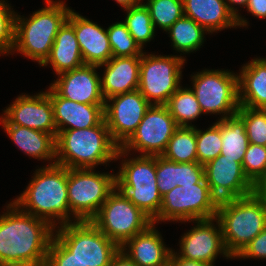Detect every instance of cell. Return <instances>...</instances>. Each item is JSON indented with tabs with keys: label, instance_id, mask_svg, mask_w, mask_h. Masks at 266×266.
I'll list each match as a JSON object with an SVG mask.
<instances>
[{
	"label": "cell",
	"instance_id": "6",
	"mask_svg": "<svg viewBox=\"0 0 266 266\" xmlns=\"http://www.w3.org/2000/svg\"><path fill=\"white\" fill-rule=\"evenodd\" d=\"M115 182L116 189L152 220L159 214L162 196L157 186L156 156L139 155L124 160Z\"/></svg>",
	"mask_w": 266,
	"mask_h": 266
},
{
	"label": "cell",
	"instance_id": "18",
	"mask_svg": "<svg viewBox=\"0 0 266 266\" xmlns=\"http://www.w3.org/2000/svg\"><path fill=\"white\" fill-rule=\"evenodd\" d=\"M99 66L83 65L60 73L51 87L68 100L84 104H105L101 91V78L96 72Z\"/></svg>",
	"mask_w": 266,
	"mask_h": 266
},
{
	"label": "cell",
	"instance_id": "9",
	"mask_svg": "<svg viewBox=\"0 0 266 266\" xmlns=\"http://www.w3.org/2000/svg\"><path fill=\"white\" fill-rule=\"evenodd\" d=\"M54 237L73 257L88 266H110L120 247L91 221H74L58 227Z\"/></svg>",
	"mask_w": 266,
	"mask_h": 266
},
{
	"label": "cell",
	"instance_id": "32",
	"mask_svg": "<svg viewBox=\"0 0 266 266\" xmlns=\"http://www.w3.org/2000/svg\"><path fill=\"white\" fill-rule=\"evenodd\" d=\"M154 28L159 26L168 30L178 19L184 16L183 0H147Z\"/></svg>",
	"mask_w": 266,
	"mask_h": 266
},
{
	"label": "cell",
	"instance_id": "20",
	"mask_svg": "<svg viewBox=\"0 0 266 266\" xmlns=\"http://www.w3.org/2000/svg\"><path fill=\"white\" fill-rule=\"evenodd\" d=\"M46 91L51 97L57 133L63 130L97 126L104 120V104L77 103L61 97L51 86ZM68 127L65 128V126Z\"/></svg>",
	"mask_w": 266,
	"mask_h": 266
},
{
	"label": "cell",
	"instance_id": "16",
	"mask_svg": "<svg viewBox=\"0 0 266 266\" xmlns=\"http://www.w3.org/2000/svg\"><path fill=\"white\" fill-rule=\"evenodd\" d=\"M4 113L0 118L2 124L25 126L57 137L52 101L47 92L18 96Z\"/></svg>",
	"mask_w": 266,
	"mask_h": 266
},
{
	"label": "cell",
	"instance_id": "28",
	"mask_svg": "<svg viewBox=\"0 0 266 266\" xmlns=\"http://www.w3.org/2000/svg\"><path fill=\"white\" fill-rule=\"evenodd\" d=\"M161 156L177 163L198 162L195 126H179Z\"/></svg>",
	"mask_w": 266,
	"mask_h": 266
},
{
	"label": "cell",
	"instance_id": "30",
	"mask_svg": "<svg viewBox=\"0 0 266 266\" xmlns=\"http://www.w3.org/2000/svg\"><path fill=\"white\" fill-rule=\"evenodd\" d=\"M166 106L178 126H193L189 125L188 121L203 114L193 89H184L181 86L170 97Z\"/></svg>",
	"mask_w": 266,
	"mask_h": 266
},
{
	"label": "cell",
	"instance_id": "45",
	"mask_svg": "<svg viewBox=\"0 0 266 266\" xmlns=\"http://www.w3.org/2000/svg\"><path fill=\"white\" fill-rule=\"evenodd\" d=\"M110 266H137L121 249L113 256Z\"/></svg>",
	"mask_w": 266,
	"mask_h": 266
},
{
	"label": "cell",
	"instance_id": "38",
	"mask_svg": "<svg viewBox=\"0 0 266 266\" xmlns=\"http://www.w3.org/2000/svg\"><path fill=\"white\" fill-rule=\"evenodd\" d=\"M157 186L161 196L177 186V162L156 156Z\"/></svg>",
	"mask_w": 266,
	"mask_h": 266
},
{
	"label": "cell",
	"instance_id": "2",
	"mask_svg": "<svg viewBox=\"0 0 266 266\" xmlns=\"http://www.w3.org/2000/svg\"><path fill=\"white\" fill-rule=\"evenodd\" d=\"M37 170L26 190L13 203L18 208L28 210L21 208L23 212L43 219L53 227H56L54 218L61 220V226L70 223L67 168L56 164L54 160Z\"/></svg>",
	"mask_w": 266,
	"mask_h": 266
},
{
	"label": "cell",
	"instance_id": "29",
	"mask_svg": "<svg viewBox=\"0 0 266 266\" xmlns=\"http://www.w3.org/2000/svg\"><path fill=\"white\" fill-rule=\"evenodd\" d=\"M170 33L173 48L179 52H193L204 42V27L192 18L183 16L178 19L166 32Z\"/></svg>",
	"mask_w": 266,
	"mask_h": 266
},
{
	"label": "cell",
	"instance_id": "14",
	"mask_svg": "<svg viewBox=\"0 0 266 266\" xmlns=\"http://www.w3.org/2000/svg\"><path fill=\"white\" fill-rule=\"evenodd\" d=\"M111 101L112 104L107 103ZM151 105L139 90L118 94L105 100L104 120L112 140L119 147L136 131Z\"/></svg>",
	"mask_w": 266,
	"mask_h": 266
},
{
	"label": "cell",
	"instance_id": "25",
	"mask_svg": "<svg viewBox=\"0 0 266 266\" xmlns=\"http://www.w3.org/2000/svg\"><path fill=\"white\" fill-rule=\"evenodd\" d=\"M48 63L57 75L85 65L74 28L67 21L59 29L50 54L41 66Z\"/></svg>",
	"mask_w": 266,
	"mask_h": 266
},
{
	"label": "cell",
	"instance_id": "13",
	"mask_svg": "<svg viewBox=\"0 0 266 266\" xmlns=\"http://www.w3.org/2000/svg\"><path fill=\"white\" fill-rule=\"evenodd\" d=\"M178 127L166 105H151L136 131L119 147L116 159L132 149L141 155L161 156Z\"/></svg>",
	"mask_w": 266,
	"mask_h": 266
},
{
	"label": "cell",
	"instance_id": "31",
	"mask_svg": "<svg viewBox=\"0 0 266 266\" xmlns=\"http://www.w3.org/2000/svg\"><path fill=\"white\" fill-rule=\"evenodd\" d=\"M125 9L127 11L124 23L135 42L143 49V44L154 38L155 28L151 20L149 9L145 3Z\"/></svg>",
	"mask_w": 266,
	"mask_h": 266
},
{
	"label": "cell",
	"instance_id": "42",
	"mask_svg": "<svg viewBox=\"0 0 266 266\" xmlns=\"http://www.w3.org/2000/svg\"><path fill=\"white\" fill-rule=\"evenodd\" d=\"M247 10L259 18H266V0H248Z\"/></svg>",
	"mask_w": 266,
	"mask_h": 266
},
{
	"label": "cell",
	"instance_id": "15",
	"mask_svg": "<svg viewBox=\"0 0 266 266\" xmlns=\"http://www.w3.org/2000/svg\"><path fill=\"white\" fill-rule=\"evenodd\" d=\"M204 176L218 202L243 198L257 191L245 176L242 165L221 154L204 165Z\"/></svg>",
	"mask_w": 266,
	"mask_h": 266
},
{
	"label": "cell",
	"instance_id": "46",
	"mask_svg": "<svg viewBox=\"0 0 266 266\" xmlns=\"http://www.w3.org/2000/svg\"><path fill=\"white\" fill-rule=\"evenodd\" d=\"M116 1L117 3L121 4V6L124 9H127L137 5L138 3H140L141 0H116Z\"/></svg>",
	"mask_w": 266,
	"mask_h": 266
},
{
	"label": "cell",
	"instance_id": "35",
	"mask_svg": "<svg viewBox=\"0 0 266 266\" xmlns=\"http://www.w3.org/2000/svg\"><path fill=\"white\" fill-rule=\"evenodd\" d=\"M113 57L141 56L142 49L135 42L124 22H117L107 28Z\"/></svg>",
	"mask_w": 266,
	"mask_h": 266
},
{
	"label": "cell",
	"instance_id": "21",
	"mask_svg": "<svg viewBox=\"0 0 266 266\" xmlns=\"http://www.w3.org/2000/svg\"><path fill=\"white\" fill-rule=\"evenodd\" d=\"M141 56L112 57L101 79L104 99L138 90Z\"/></svg>",
	"mask_w": 266,
	"mask_h": 266
},
{
	"label": "cell",
	"instance_id": "10",
	"mask_svg": "<svg viewBox=\"0 0 266 266\" xmlns=\"http://www.w3.org/2000/svg\"><path fill=\"white\" fill-rule=\"evenodd\" d=\"M218 200L212 195L205 178L192 186H176L162 196L156 221H196L216 217Z\"/></svg>",
	"mask_w": 266,
	"mask_h": 266
},
{
	"label": "cell",
	"instance_id": "36",
	"mask_svg": "<svg viewBox=\"0 0 266 266\" xmlns=\"http://www.w3.org/2000/svg\"><path fill=\"white\" fill-rule=\"evenodd\" d=\"M237 114L245 123L248 142L266 146V109L240 106Z\"/></svg>",
	"mask_w": 266,
	"mask_h": 266
},
{
	"label": "cell",
	"instance_id": "3",
	"mask_svg": "<svg viewBox=\"0 0 266 266\" xmlns=\"http://www.w3.org/2000/svg\"><path fill=\"white\" fill-rule=\"evenodd\" d=\"M218 219L226 250L235 258L266 228V199L255 193L218 203Z\"/></svg>",
	"mask_w": 266,
	"mask_h": 266
},
{
	"label": "cell",
	"instance_id": "34",
	"mask_svg": "<svg viewBox=\"0 0 266 266\" xmlns=\"http://www.w3.org/2000/svg\"><path fill=\"white\" fill-rule=\"evenodd\" d=\"M242 168L245 176L257 189L266 182V146L249 143Z\"/></svg>",
	"mask_w": 266,
	"mask_h": 266
},
{
	"label": "cell",
	"instance_id": "12",
	"mask_svg": "<svg viewBox=\"0 0 266 266\" xmlns=\"http://www.w3.org/2000/svg\"><path fill=\"white\" fill-rule=\"evenodd\" d=\"M192 78L193 92L203 113H224L221 119L237 113L240 107L238 75L225 70H203Z\"/></svg>",
	"mask_w": 266,
	"mask_h": 266
},
{
	"label": "cell",
	"instance_id": "33",
	"mask_svg": "<svg viewBox=\"0 0 266 266\" xmlns=\"http://www.w3.org/2000/svg\"><path fill=\"white\" fill-rule=\"evenodd\" d=\"M198 163L205 165L218 157L222 149L221 119L206 131L196 129Z\"/></svg>",
	"mask_w": 266,
	"mask_h": 266
},
{
	"label": "cell",
	"instance_id": "7",
	"mask_svg": "<svg viewBox=\"0 0 266 266\" xmlns=\"http://www.w3.org/2000/svg\"><path fill=\"white\" fill-rule=\"evenodd\" d=\"M115 188L114 174L67 168L68 203L75 221H91Z\"/></svg>",
	"mask_w": 266,
	"mask_h": 266
},
{
	"label": "cell",
	"instance_id": "37",
	"mask_svg": "<svg viewBox=\"0 0 266 266\" xmlns=\"http://www.w3.org/2000/svg\"><path fill=\"white\" fill-rule=\"evenodd\" d=\"M5 1L0 0V53H10L14 46L15 16Z\"/></svg>",
	"mask_w": 266,
	"mask_h": 266
},
{
	"label": "cell",
	"instance_id": "41",
	"mask_svg": "<svg viewBox=\"0 0 266 266\" xmlns=\"http://www.w3.org/2000/svg\"><path fill=\"white\" fill-rule=\"evenodd\" d=\"M239 258H266V228L236 256Z\"/></svg>",
	"mask_w": 266,
	"mask_h": 266
},
{
	"label": "cell",
	"instance_id": "47",
	"mask_svg": "<svg viewBox=\"0 0 266 266\" xmlns=\"http://www.w3.org/2000/svg\"><path fill=\"white\" fill-rule=\"evenodd\" d=\"M257 190L266 199V182H264Z\"/></svg>",
	"mask_w": 266,
	"mask_h": 266
},
{
	"label": "cell",
	"instance_id": "24",
	"mask_svg": "<svg viewBox=\"0 0 266 266\" xmlns=\"http://www.w3.org/2000/svg\"><path fill=\"white\" fill-rule=\"evenodd\" d=\"M240 106L266 109V59L256 58L238 75Z\"/></svg>",
	"mask_w": 266,
	"mask_h": 266
},
{
	"label": "cell",
	"instance_id": "23",
	"mask_svg": "<svg viewBox=\"0 0 266 266\" xmlns=\"http://www.w3.org/2000/svg\"><path fill=\"white\" fill-rule=\"evenodd\" d=\"M225 0H183L184 16L212 33L237 26L236 17L228 10Z\"/></svg>",
	"mask_w": 266,
	"mask_h": 266
},
{
	"label": "cell",
	"instance_id": "22",
	"mask_svg": "<svg viewBox=\"0 0 266 266\" xmlns=\"http://www.w3.org/2000/svg\"><path fill=\"white\" fill-rule=\"evenodd\" d=\"M151 224L145 231L127 240L120 249L137 266H169L172 250L165 247L158 231ZM130 253V254H129Z\"/></svg>",
	"mask_w": 266,
	"mask_h": 266
},
{
	"label": "cell",
	"instance_id": "11",
	"mask_svg": "<svg viewBox=\"0 0 266 266\" xmlns=\"http://www.w3.org/2000/svg\"><path fill=\"white\" fill-rule=\"evenodd\" d=\"M182 56L141 55L138 90L152 105H166L180 87ZM152 99V100H151ZM154 101V102H152Z\"/></svg>",
	"mask_w": 266,
	"mask_h": 266
},
{
	"label": "cell",
	"instance_id": "5",
	"mask_svg": "<svg viewBox=\"0 0 266 266\" xmlns=\"http://www.w3.org/2000/svg\"><path fill=\"white\" fill-rule=\"evenodd\" d=\"M46 4L47 7L36 11L27 20L20 15L15 16L12 50L39 62L40 65L49 56L55 37L71 11L64 2L46 0Z\"/></svg>",
	"mask_w": 266,
	"mask_h": 266
},
{
	"label": "cell",
	"instance_id": "8",
	"mask_svg": "<svg viewBox=\"0 0 266 266\" xmlns=\"http://www.w3.org/2000/svg\"><path fill=\"white\" fill-rule=\"evenodd\" d=\"M116 188L109 194L91 222L121 247L127 240L145 231L152 219Z\"/></svg>",
	"mask_w": 266,
	"mask_h": 266
},
{
	"label": "cell",
	"instance_id": "1",
	"mask_svg": "<svg viewBox=\"0 0 266 266\" xmlns=\"http://www.w3.org/2000/svg\"><path fill=\"white\" fill-rule=\"evenodd\" d=\"M7 209L0 216V266H45L54 227L13 202Z\"/></svg>",
	"mask_w": 266,
	"mask_h": 266
},
{
	"label": "cell",
	"instance_id": "44",
	"mask_svg": "<svg viewBox=\"0 0 266 266\" xmlns=\"http://www.w3.org/2000/svg\"><path fill=\"white\" fill-rule=\"evenodd\" d=\"M230 3H226L228 10L236 17L237 26H246L247 21L238 14V10L233 7L234 4L242 5V7H246L248 4V0H228ZM233 4V5H231Z\"/></svg>",
	"mask_w": 266,
	"mask_h": 266
},
{
	"label": "cell",
	"instance_id": "39",
	"mask_svg": "<svg viewBox=\"0 0 266 266\" xmlns=\"http://www.w3.org/2000/svg\"><path fill=\"white\" fill-rule=\"evenodd\" d=\"M45 266H88L83 261L73 257L54 236L50 242Z\"/></svg>",
	"mask_w": 266,
	"mask_h": 266
},
{
	"label": "cell",
	"instance_id": "4",
	"mask_svg": "<svg viewBox=\"0 0 266 266\" xmlns=\"http://www.w3.org/2000/svg\"><path fill=\"white\" fill-rule=\"evenodd\" d=\"M118 149L103 120L91 128L59 131L55 162L68 169L93 168L116 159Z\"/></svg>",
	"mask_w": 266,
	"mask_h": 266
},
{
	"label": "cell",
	"instance_id": "17",
	"mask_svg": "<svg viewBox=\"0 0 266 266\" xmlns=\"http://www.w3.org/2000/svg\"><path fill=\"white\" fill-rule=\"evenodd\" d=\"M218 223V227L214 226L213 221ZM196 227L184 234L180 243L181 258L188 260L204 262L213 265L217 254H223L230 258V254L226 250L220 223L216 217L210 219L196 220Z\"/></svg>",
	"mask_w": 266,
	"mask_h": 266
},
{
	"label": "cell",
	"instance_id": "26",
	"mask_svg": "<svg viewBox=\"0 0 266 266\" xmlns=\"http://www.w3.org/2000/svg\"><path fill=\"white\" fill-rule=\"evenodd\" d=\"M6 133L24 153L38 159L56 158V137L25 126L3 124Z\"/></svg>",
	"mask_w": 266,
	"mask_h": 266
},
{
	"label": "cell",
	"instance_id": "27",
	"mask_svg": "<svg viewBox=\"0 0 266 266\" xmlns=\"http://www.w3.org/2000/svg\"><path fill=\"white\" fill-rule=\"evenodd\" d=\"M222 149L221 155L235 159L242 165V160L249 146L243 119L236 113L221 119Z\"/></svg>",
	"mask_w": 266,
	"mask_h": 266
},
{
	"label": "cell",
	"instance_id": "43",
	"mask_svg": "<svg viewBox=\"0 0 266 266\" xmlns=\"http://www.w3.org/2000/svg\"><path fill=\"white\" fill-rule=\"evenodd\" d=\"M177 252H171L169 266H213L204 262L188 260L176 255Z\"/></svg>",
	"mask_w": 266,
	"mask_h": 266
},
{
	"label": "cell",
	"instance_id": "19",
	"mask_svg": "<svg viewBox=\"0 0 266 266\" xmlns=\"http://www.w3.org/2000/svg\"><path fill=\"white\" fill-rule=\"evenodd\" d=\"M67 22L74 28L86 65L103 66L112 56L107 30L70 11Z\"/></svg>",
	"mask_w": 266,
	"mask_h": 266
},
{
	"label": "cell",
	"instance_id": "40",
	"mask_svg": "<svg viewBox=\"0 0 266 266\" xmlns=\"http://www.w3.org/2000/svg\"><path fill=\"white\" fill-rule=\"evenodd\" d=\"M204 178V165L198 162L177 163V186H192Z\"/></svg>",
	"mask_w": 266,
	"mask_h": 266
}]
</instances>
